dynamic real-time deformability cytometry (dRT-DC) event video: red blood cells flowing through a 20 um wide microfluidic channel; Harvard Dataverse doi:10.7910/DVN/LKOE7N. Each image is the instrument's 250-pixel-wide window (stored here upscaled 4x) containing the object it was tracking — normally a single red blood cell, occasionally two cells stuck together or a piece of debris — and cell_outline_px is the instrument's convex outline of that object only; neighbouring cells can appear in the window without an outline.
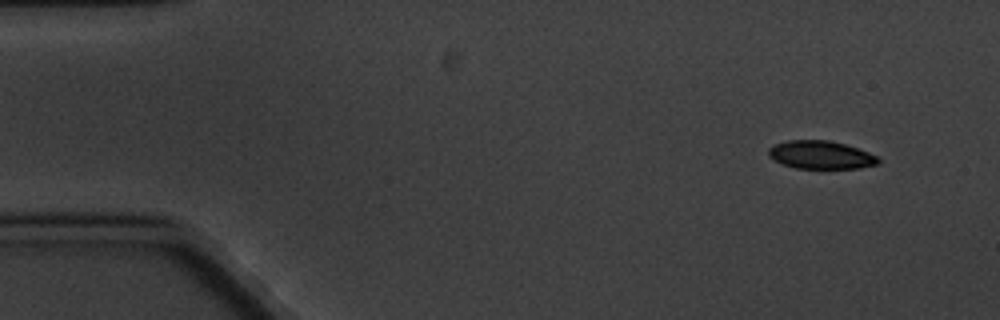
{"species": "common noctule bat (a hibernating species)", "species_latin": "Nyctalus noctula", "temperature_condition": "cold", "stored_images_in_passage": 7, "camera_frame_rate_fps": 3000, "um_per_image_px": 0.085, "animal": {"sex": "male", "body_mass_g": 20.1, "forearm_length_mm": 53.5}, "frame": {"image": 1, "passage_image": 1, "time_ms": 0.0, "image_size_px": [1000, 320], "cell_outline_px": [[880, 160], [876, 164], [860, 168], [796, 168], [784, 164], [768, 156], [768, 148], [772, 144], [788, 140], [828, 140], [844, 144], [868, 152], [876, 156]], "centroid_in_image_um": [69.73, 13.15], "position_along_channel_um": 15.3, "area_um2": 17.8}}
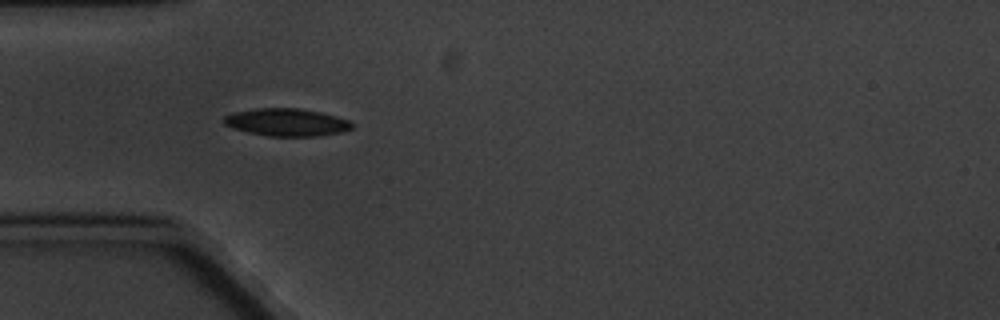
{"frame": {"image": 2, "passage_image": 5, "time_ms": 4.333, "image_size_px": [1000, 320], "cell_outline_px": [[352, 128], [340, 132], [320, 136], [268, 136], [248, 132], [232, 128], [224, 124], [224, 116], [232, 112], [256, 108], [300, 108], [320, 112], [336, 116], [348, 120], [352, 124]], "centroid_in_image_um": [24.33, 10.39], "position_along_channel_um": 60.7, "area_um2": 20.58}}